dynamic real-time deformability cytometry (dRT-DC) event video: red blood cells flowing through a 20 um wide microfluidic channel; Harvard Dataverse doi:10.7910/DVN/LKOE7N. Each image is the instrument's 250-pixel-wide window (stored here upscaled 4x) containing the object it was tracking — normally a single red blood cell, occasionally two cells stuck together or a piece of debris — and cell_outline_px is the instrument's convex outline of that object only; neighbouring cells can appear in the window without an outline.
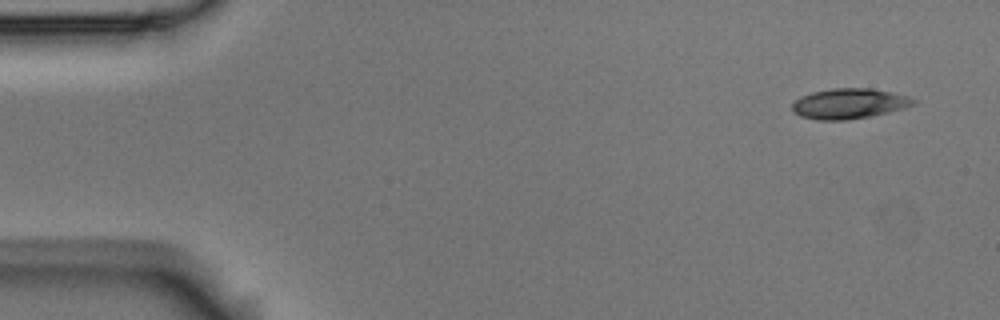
{"species": "Egyptian fruit bat (a non-hibernating species)", "species_latin": "Rousettus aegyptiacus", "temperature_condition": "room temperature", "stored_images_in_passage": 5, "camera_frame_rate_fps": 3000, "um_per_image_px": 0.085, "animal": {"sex": "male"}, "frame": {"image": 1, "passage_image": 1, "time_ms": 0.0, "image_size_px": [1000, 320], "cell_outline_px": [[916, 100], [912, 104], [904, 108], [868, 116], [844, 120], [816, 120], [800, 116], [792, 112], [792, 104], [800, 96], [812, 92], [832, 88], [872, 88], [892, 92], [908, 96]], "centroid_in_image_um": [72.12, 8.8], "position_along_channel_um": 12.9, "area_um2": 21.27}}
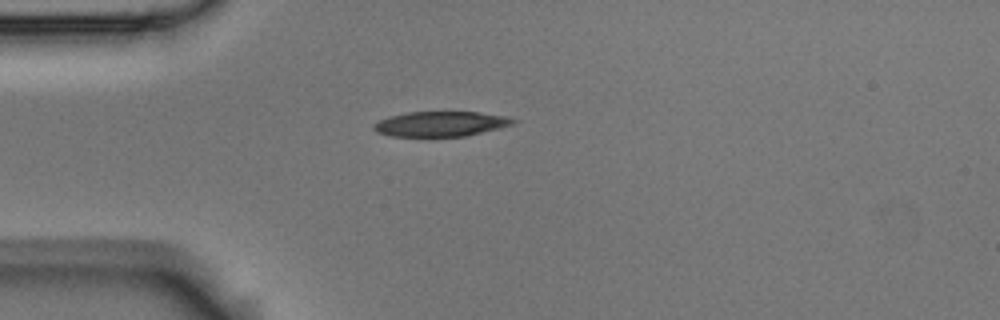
{"frame": {"image": 2, "passage_image": 4, "time_ms": 1.0, "image_size_px": [1000, 320], "cell_outline_px": [[516, 124], [500, 128], [464, 136], [392, 136], [376, 132], [372, 128], [372, 124], [388, 116], [408, 112], [476, 112], [508, 116], [516, 120]], "centroid_in_image_um": [37.46, 10.53], "position_along_channel_um": 47.5, "area_um2": 20.35}}